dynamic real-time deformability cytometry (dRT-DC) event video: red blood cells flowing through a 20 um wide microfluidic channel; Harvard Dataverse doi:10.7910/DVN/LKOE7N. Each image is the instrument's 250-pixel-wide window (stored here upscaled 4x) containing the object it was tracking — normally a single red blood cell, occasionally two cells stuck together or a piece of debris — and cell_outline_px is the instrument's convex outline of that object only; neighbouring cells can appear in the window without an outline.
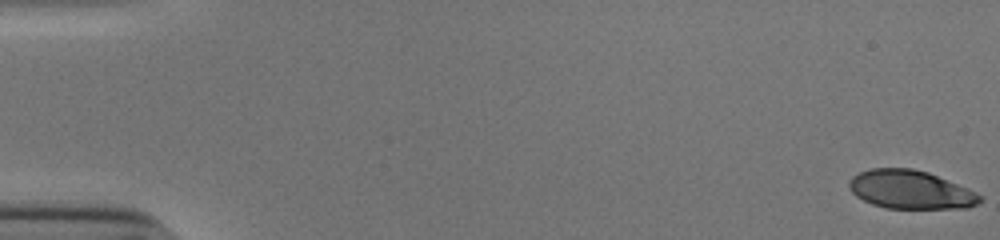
{"species": "human", "species_latin": "Homo sapiens", "temperature_condition": "cold", "stored_images_in_passage": 53, "camera_frame_rate_fps": 3000, "um_per_image_px": 0.085, "donor": {"sex": "male"}, "frame": {"image": 1, "passage_image": 1, "time_ms": 0.0, "image_size_px": [1000, 240], "cell_outline_px": [[980, 204], [968, 208], [884, 208], [872, 204], [856, 196], [852, 192], [848, 184], [848, 180], [852, 176], [860, 172], [872, 168], [912, 168], [928, 172], [968, 188], [980, 196]], "centroid_in_image_um": [77.37, 16.12], "position_along_channel_um": 7.6, "area_um2": 29.3}}
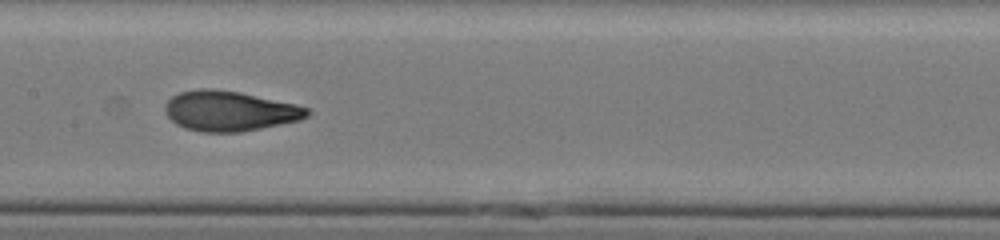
{"frame": {"image": 2, "passage_image": 28, "time_ms": 9.0, "image_size_px": [1000, 240], "cell_outline_px": [[312, 112], [308, 116], [300, 120], [240, 132], [200, 132], [184, 128], [176, 124], [168, 116], [164, 108], [164, 104], [172, 96], [180, 92], [200, 88], [212, 88], [240, 92], [296, 104], [308, 108]], "centroid_in_image_um": [19.51, 9.43], "position_along_channel_um": 187.9, "area_um2": 33.29}}
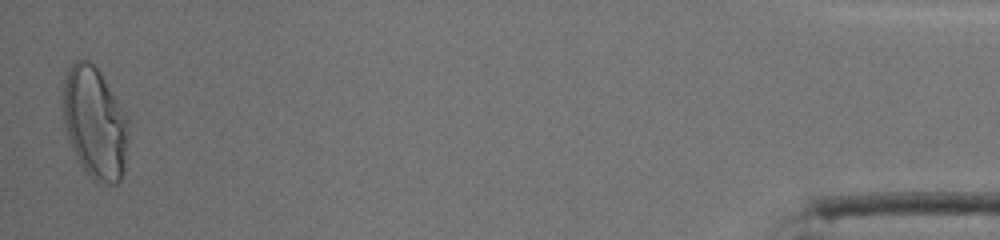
{"frame": {"image": 3, "passage_image": 53, "time_ms": 17.333, "image_size_px": [1000, 240], "cell_outline_px": [[128, 136], [124, 172], [120, 180], [116, 184], [108, 184], [92, 180], [84, 168], [72, 148], [64, 124], [64, 76], [68, 68], [76, 60], [88, 60], [100, 72], [128, 120]], "centroid_in_image_um": [8.07, 10.47], "position_along_channel_um": 427.1, "area_um2": 41.96}, "authors_computed_cell_mechanics": {"area_um2": 32.7726, "velocity_mm_per_s": 3.8945, "shape_relaxation_time_tau1_ms": 4.6397, "shape_relaxation_time_tau2_ms": 1.034, "deformation_change_tau1": 0.1808, "deformation_change_tau2": 0.064}}